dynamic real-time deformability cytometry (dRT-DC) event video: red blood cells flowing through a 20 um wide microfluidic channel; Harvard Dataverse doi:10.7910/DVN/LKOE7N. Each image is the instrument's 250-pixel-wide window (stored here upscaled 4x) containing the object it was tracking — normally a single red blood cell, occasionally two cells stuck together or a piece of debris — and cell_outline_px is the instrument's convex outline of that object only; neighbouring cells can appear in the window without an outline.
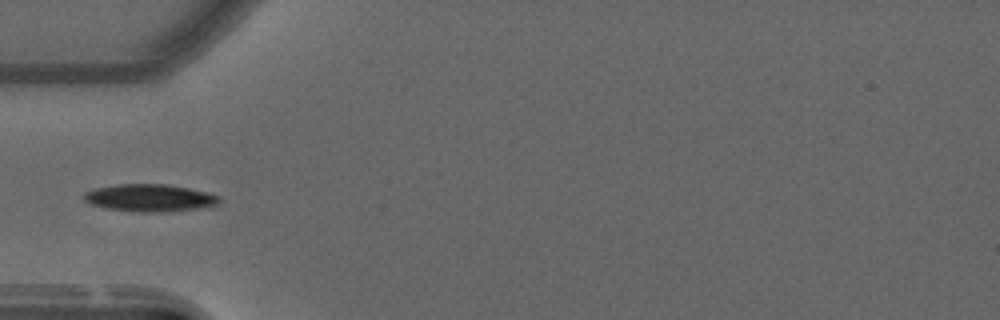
{"species": "common noctule bat (a hibernating species)", "species_latin": "Nyctalus noctula", "temperature_condition": "warm", "stored_images_in_passage": 21, "camera_frame_rate_fps": 3000, "um_per_image_px": 0.085, "animal": {"sex": "male", "forearm_length_mm": 52.5}, "frame": {"image": 1, "passage_image": 1, "time_ms": 0.0, "image_size_px": [1000, 320], "cell_outline_px": [[220, 204], [200, 208], [168, 212], [132, 212], [104, 208], [92, 204], [84, 200], [84, 192], [96, 188], [116, 184], [168, 184], [188, 188], [220, 196]], "centroid_in_image_um": [12.72, 16.83], "position_along_channel_um": 72.3, "area_um2": 21.73}}
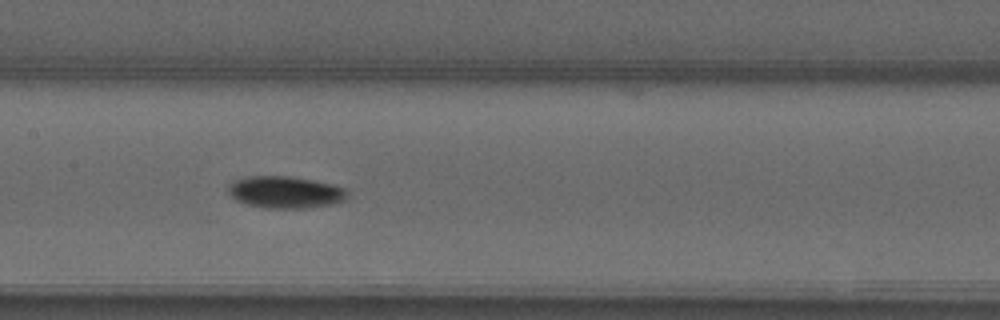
{"frame": {"image": 2, "passage_image": 10, "time_ms": 3.0, "image_size_px": [1000, 320], "cell_outline_px": [[352, 196], [348, 200], [336, 204], [308, 208], [260, 208], [244, 204], [236, 200], [228, 192], [228, 184], [232, 180], [244, 176], [292, 176], [332, 184], [344, 188]], "centroid_in_image_um": [24.27, 16.34], "position_along_channel_um": 183.1, "area_um2": 22.89}}
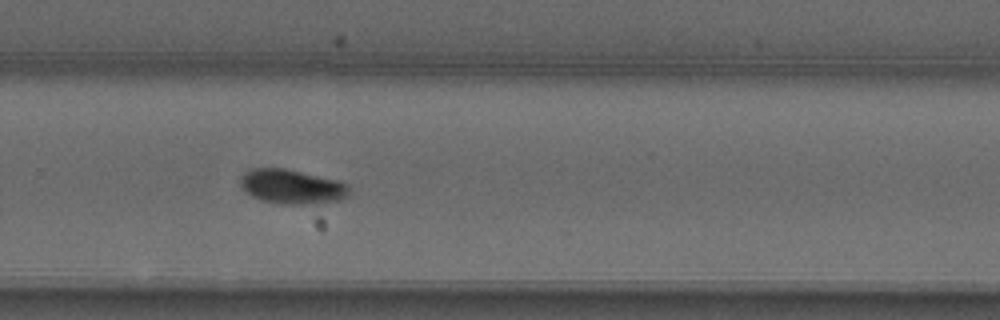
{"frame": {"image": 3, "passage_image": 20, "time_ms": 6.333, "image_size_px": [1000, 320], "cell_outline_px": [[352, 196], [340, 200], [312, 208], [308, 208], [276, 204], [260, 200], [244, 192], [240, 188], [240, 172], [248, 168], [288, 168], [340, 180], [348, 184], [352, 192]], "centroid_in_image_um": [24.87, 15.92], "position_along_channel_um": 304.9, "area_um2": 23.87}}